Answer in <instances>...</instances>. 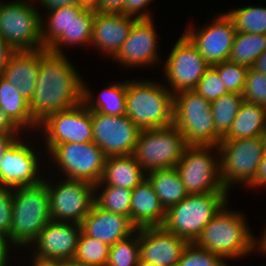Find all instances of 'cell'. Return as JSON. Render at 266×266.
Segmentation results:
<instances>
[{"label": "cell", "instance_id": "obj_29", "mask_svg": "<svg viewBox=\"0 0 266 266\" xmlns=\"http://www.w3.org/2000/svg\"><path fill=\"white\" fill-rule=\"evenodd\" d=\"M0 106L10 120L22 131L38 129L30 114L29 101L2 76H0Z\"/></svg>", "mask_w": 266, "mask_h": 266}, {"label": "cell", "instance_id": "obj_49", "mask_svg": "<svg viewBox=\"0 0 266 266\" xmlns=\"http://www.w3.org/2000/svg\"><path fill=\"white\" fill-rule=\"evenodd\" d=\"M39 2L47 11L76 4V0H39Z\"/></svg>", "mask_w": 266, "mask_h": 266}, {"label": "cell", "instance_id": "obj_57", "mask_svg": "<svg viewBox=\"0 0 266 266\" xmlns=\"http://www.w3.org/2000/svg\"><path fill=\"white\" fill-rule=\"evenodd\" d=\"M138 266H161V265L152 264V263H148V262H143V261L140 260Z\"/></svg>", "mask_w": 266, "mask_h": 266}, {"label": "cell", "instance_id": "obj_31", "mask_svg": "<svg viewBox=\"0 0 266 266\" xmlns=\"http://www.w3.org/2000/svg\"><path fill=\"white\" fill-rule=\"evenodd\" d=\"M266 50V34L236 32L229 61L251 68Z\"/></svg>", "mask_w": 266, "mask_h": 266}, {"label": "cell", "instance_id": "obj_43", "mask_svg": "<svg viewBox=\"0 0 266 266\" xmlns=\"http://www.w3.org/2000/svg\"><path fill=\"white\" fill-rule=\"evenodd\" d=\"M154 0H125L124 14L136 17L137 19L153 18L152 13L146 8Z\"/></svg>", "mask_w": 266, "mask_h": 266}, {"label": "cell", "instance_id": "obj_9", "mask_svg": "<svg viewBox=\"0 0 266 266\" xmlns=\"http://www.w3.org/2000/svg\"><path fill=\"white\" fill-rule=\"evenodd\" d=\"M188 145L174 124L141 130L133 156L147 173L156 169L176 168Z\"/></svg>", "mask_w": 266, "mask_h": 266}, {"label": "cell", "instance_id": "obj_7", "mask_svg": "<svg viewBox=\"0 0 266 266\" xmlns=\"http://www.w3.org/2000/svg\"><path fill=\"white\" fill-rule=\"evenodd\" d=\"M34 0L0 2V37L14 51L43 49L40 11Z\"/></svg>", "mask_w": 266, "mask_h": 266}, {"label": "cell", "instance_id": "obj_46", "mask_svg": "<svg viewBox=\"0 0 266 266\" xmlns=\"http://www.w3.org/2000/svg\"><path fill=\"white\" fill-rule=\"evenodd\" d=\"M13 244L10 242L9 237L0 232V266H7L9 263L10 248Z\"/></svg>", "mask_w": 266, "mask_h": 266}, {"label": "cell", "instance_id": "obj_21", "mask_svg": "<svg viewBox=\"0 0 266 266\" xmlns=\"http://www.w3.org/2000/svg\"><path fill=\"white\" fill-rule=\"evenodd\" d=\"M136 17L124 13L95 12L90 45L105 52L111 59L121 49L134 25Z\"/></svg>", "mask_w": 266, "mask_h": 266}, {"label": "cell", "instance_id": "obj_11", "mask_svg": "<svg viewBox=\"0 0 266 266\" xmlns=\"http://www.w3.org/2000/svg\"><path fill=\"white\" fill-rule=\"evenodd\" d=\"M52 162L66 179L80 180L95 185L101 180L106 156L94 142L63 143L49 152Z\"/></svg>", "mask_w": 266, "mask_h": 266}, {"label": "cell", "instance_id": "obj_50", "mask_svg": "<svg viewBox=\"0 0 266 266\" xmlns=\"http://www.w3.org/2000/svg\"><path fill=\"white\" fill-rule=\"evenodd\" d=\"M19 138V134H0V167L4 152Z\"/></svg>", "mask_w": 266, "mask_h": 266}, {"label": "cell", "instance_id": "obj_36", "mask_svg": "<svg viewBox=\"0 0 266 266\" xmlns=\"http://www.w3.org/2000/svg\"><path fill=\"white\" fill-rule=\"evenodd\" d=\"M140 261L139 229L110 246L106 266H138Z\"/></svg>", "mask_w": 266, "mask_h": 266}, {"label": "cell", "instance_id": "obj_27", "mask_svg": "<svg viewBox=\"0 0 266 266\" xmlns=\"http://www.w3.org/2000/svg\"><path fill=\"white\" fill-rule=\"evenodd\" d=\"M89 88L87 83L83 82V103L89 110L111 116L126 114L127 80L121 81V83L113 82L103 89L97 98L94 97Z\"/></svg>", "mask_w": 266, "mask_h": 266}, {"label": "cell", "instance_id": "obj_33", "mask_svg": "<svg viewBox=\"0 0 266 266\" xmlns=\"http://www.w3.org/2000/svg\"><path fill=\"white\" fill-rule=\"evenodd\" d=\"M101 186V187H100ZM103 189L100 191V189ZM95 204L101 209L130 217L131 189L112 185H94ZM99 192V194H97Z\"/></svg>", "mask_w": 266, "mask_h": 266}, {"label": "cell", "instance_id": "obj_10", "mask_svg": "<svg viewBox=\"0 0 266 266\" xmlns=\"http://www.w3.org/2000/svg\"><path fill=\"white\" fill-rule=\"evenodd\" d=\"M214 149L218 150L217 156L211 153ZM218 155V146L188 145L185 148L176 170L188 194L228 192L221 181Z\"/></svg>", "mask_w": 266, "mask_h": 266}, {"label": "cell", "instance_id": "obj_35", "mask_svg": "<svg viewBox=\"0 0 266 266\" xmlns=\"http://www.w3.org/2000/svg\"><path fill=\"white\" fill-rule=\"evenodd\" d=\"M109 250L110 245L89 237L81 231L74 259L85 266H106Z\"/></svg>", "mask_w": 266, "mask_h": 266}, {"label": "cell", "instance_id": "obj_3", "mask_svg": "<svg viewBox=\"0 0 266 266\" xmlns=\"http://www.w3.org/2000/svg\"><path fill=\"white\" fill-rule=\"evenodd\" d=\"M148 80L127 81L125 115L140 130L172 125L174 95L166 85Z\"/></svg>", "mask_w": 266, "mask_h": 266}, {"label": "cell", "instance_id": "obj_39", "mask_svg": "<svg viewBox=\"0 0 266 266\" xmlns=\"http://www.w3.org/2000/svg\"><path fill=\"white\" fill-rule=\"evenodd\" d=\"M177 266H228V263L219 255L188 243Z\"/></svg>", "mask_w": 266, "mask_h": 266}, {"label": "cell", "instance_id": "obj_26", "mask_svg": "<svg viewBox=\"0 0 266 266\" xmlns=\"http://www.w3.org/2000/svg\"><path fill=\"white\" fill-rule=\"evenodd\" d=\"M146 178L133 155L106 157L101 180L95 185H112L133 190Z\"/></svg>", "mask_w": 266, "mask_h": 266}, {"label": "cell", "instance_id": "obj_56", "mask_svg": "<svg viewBox=\"0 0 266 266\" xmlns=\"http://www.w3.org/2000/svg\"><path fill=\"white\" fill-rule=\"evenodd\" d=\"M261 139L263 142L264 151H266V128L264 129V131L261 134Z\"/></svg>", "mask_w": 266, "mask_h": 266}, {"label": "cell", "instance_id": "obj_2", "mask_svg": "<svg viewBox=\"0 0 266 266\" xmlns=\"http://www.w3.org/2000/svg\"><path fill=\"white\" fill-rule=\"evenodd\" d=\"M250 229L245 215L229 210L225 204L206 224L194 244L219 255L225 261L235 260L252 251L261 252V238L256 239Z\"/></svg>", "mask_w": 266, "mask_h": 266}, {"label": "cell", "instance_id": "obj_20", "mask_svg": "<svg viewBox=\"0 0 266 266\" xmlns=\"http://www.w3.org/2000/svg\"><path fill=\"white\" fill-rule=\"evenodd\" d=\"M188 242L163 226L139 228L140 260L161 266H177Z\"/></svg>", "mask_w": 266, "mask_h": 266}, {"label": "cell", "instance_id": "obj_12", "mask_svg": "<svg viewBox=\"0 0 266 266\" xmlns=\"http://www.w3.org/2000/svg\"><path fill=\"white\" fill-rule=\"evenodd\" d=\"M44 181L49 193L51 220L80 224L95 204L94 185L65 178L55 185L48 179Z\"/></svg>", "mask_w": 266, "mask_h": 266}, {"label": "cell", "instance_id": "obj_53", "mask_svg": "<svg viewBox=\"0 0 266 266\" xmlns=\"http://www.w3.org/2000/svg\"><path fill=\"white\" fill-rule=\"evenodd\" d=\"M56 266H85L81 262L76 261L75 259L60 260L54 262Z\"/></svg>", "mask_w": 266, "mask_h": 266}, {"label": "cell", "instance_id": "obj_52", "mask_svg": "<svg viewBox=\"0 0 266 266\" xmlns=\"http://www.w3.org/2000/svg\"><path fill=\"white\" fill-rule=\"evenodd\" d=\"M99 0H76V5L81 6L83 9L87 10H98Z\"/></svg>", "mask_w": 266, "mask_h": 266}, {"label": "cell", "instance_id": "obj_23", "mask_svg": "<svg viewBox=\"0 0 266 266\" xmlns=\"http://www.w3.org/2000/svg\"><path fill=\"white\" fill-rule=\"evenodd\" d=\"M41 60L42 49L14 51L2 75L28 101L36 87Z\"/></svg>", "mask_w": 266, "mask_h": 266}, {"label": "cell", "instance_id": "obj_18", "mask_svg": "<svg viewBox=\"0 0 266 266\" xmlns=\"http://www.w3.org/2000/svg\"><path fill=\"white\" fill-rule=\"evenodd\" d=\"M17 138L4 152L0 167V185L9 188L31 186L44 179L40 174L38 154L33 145ZM40 174V175H39Z\"/></svg>", "mask_w": 266, "mask_h": 266}, {"label": "cell", "instance_id": "obj_47", "mask_svg": "<svg viewBox=\"0 0 266 266\" xmlns=\"http://www.w3.org/2000/svg\"><path fill=\"white\" fill-rule=\"evenodd\" d=\"M13 52L14 50L8 45V43L0 37V76L3 75Z\"/></svg>", "mask_w": 266, "mask_h": 266}, {"label": "cell", "instance_id": "obj_4", "mask_svg": "<svg viewBox=\"0 0 266 266\" xmlns=\"http://www.w3.org/2000/svg\"><path fill=\"white\" fill-rule=\"evenodd\" d=\"M10 242L17 248L29 246L51 220L49 193L45 181L12 189Z\"/></svg>", "mask_w": 266, "mask_h": 266}, {"label": "cell", "instance_id": "obj_5", "mask_svg": "<svg viewBox=\"0 0 266 266\" xmlns=\"http://www.w3.org/2000/svg\"><path fill=\"white\" fill-rule=\"evenodd\" d=\"M229 192L188 194L166 211L163 227L169 232L194 243L206 224L225 205Z\"/></svg>", "mask_w": 266, "mask_h": 266}, {"label": "cell", "instance_id": "obj_41", "mask_svg": "<svg viewBox=\"0 0 266 266\" xmlns=\"http://www.w3.org/2000/svg\"><path fill=\"white\" fill-rule=\"evenodd\" d=\"M194 90L210 102L229 93L218 72L212 66L206 70Z\"/></svg>", "mask_w": 266, "mask_h": 266}, {"label": "cell", "instance_id": "obj_13", "mask_svg": "<svg viewBox=\"0 0 266 266\" xmlns=\"http://www.w3.org/2000/svg\"><path fill=\"white\" fill-rule=\"evenodd\" d=\"M45 138L46 150L63 143L93 142L91 110L82 102L78 106L49 115L38 130Z\"/></svg>", "mask_w": 266, "mask_h": 266}, {"label": "cell", "instance_id": "obj_30", "mask_svg": "<svg viewBox=\"0 0 266 266\" xmlns=\"http://www.w3.org/2000/svg\"><path fill=\"white\" fill-rule=\"evenodd\" d=\"M146 177L152 183L165 211L188 195L176 168L152 170L146 173Z\"/></svg>", "mask_w": 266, "mask_h": 266}, {"label": "cell", "instance_id": "obj_1", "mask_svg": "<svg viewBox=\"0 0 266 266\" xmlns=\"http://www.w3.org/2000/svg\"><path fill=\"white\" fill-rule=\"evenodd\" d=\"M83 82L66 55L43 48L36 87L29 101L34 121L39 125L49 115L81 104Z\"/></svg>", "mask_w": 266, "mask_h": 266}, {"label": "cell", "instance_id": "obj_55", "mask_svg": "<svg viewBox=\"0 0 266 266\" xmlns=\"http://www.w3.org/2000/svg\"><path fill=\"white\" fill-rule=\"evenodd\" d=\"M30 263H32V266H56L53 262H41L36 260L30 261Z\"/></svg>", "mask_w": 266, "mask_h": 266}, {"label": "cell", "instance_id": "obj_14", "mask_svg": "<svg viewBox=\"0 0 266 266\" xmlns=\"http://www.w3.org/2000/svg\"><path fill=\"white\" fill-rule=\"evenodd\" d=\"M178 38L166 59L164 77L168 90L174 95L180 91L192 90L210 67L198 49L184 35Z\"/></svg>", "mask_w": 266, "mask_h": 266}, {"label": "cell", "instance_id": "obj_32", "mask_svg": "<svg viewBox=\"0 0 266 266\" xmlns=\"http://www.w3.org/2000/svg\"><path fill=\"white\" fill-rule=\"evenodd\" d=\"M243 102L242 93H227L211 102L215 129L222 138L231 128Z\"/></svg>", "mask_w": 266, "mask_h": 266}, {"label": "cell", "instance_id": "obj_25", "mask_svg": "<svg viewBox=\"0 0 266 266\" xmlns=\"http://www.w3.org/2000/svg\"><path fill=\"white\" fill-rule=\"evenodd\" d=\"M96 11L83 9L76 4L71 5L70 24L47 50L55 54H65L67 46L90 45L92 39L93 21ZM62 49V50H61Z\"/></svg>", "mask_w": 266, "mask_h": 266}, {"label": "cell", "instance_id": "obj_54", "mask_svg": "<svg viewBox=\"0 0 266 266\" xmlns=\"http://www.w3.org/2000/svg\"><path fill=\"white\" fill-rule=\"evenodd\" d=\"M261 238V252L266 255V227L263 230Z\"/></svg>", "mask_w": 266, "mask_h": 266}, {"label": "cell", "instance_id": "obj_6", "mask_svg": "<svg viewBox=\"0 0 266 266\" xmlns=\"http://www.w3.org/2000/svg\"><path fill=\"white\" fill-rule=\"evenodd\" d=\"M173 124L187 145L218 146L222 140L215 129L211 102L194 89L174 94Z\"/></svg>", "mask_w": 266, "mask_h": 266}, {"label": "cell", "instance_id": "obj_48", "mask_svg": "<svg viewBox=\"0 0 266 266\" xmlns=\"http://www.w3.org/2000/svg\"><path fill=\"white\" fill-rule=\"evenodd\" d=\"M257 186H266V151L264 152L262 160L259 164L257 176L249 188H256Z\"/></svg>", "mask_w": 266, "mask_h": 266}, {"label": "cell", "instance_id": "obj_24", "mask_svg": "<svg viewBox=\"0 0 266 266\" xmlns=\"http://www.w3.org/2000/svg\"><path fill=\"white\" fill-rule=\"evenodd\" d=\"M166 211L162 207L152 183L146 177L131 193L130 219L139 229L162 226Z\"/></svg>", "mask_w": 266, "mask_h": 266}, {"label": "cell", "instance_id": "obj_42", "mask_svg": "<svg viewBox=\"0 0 266 266\" xmlns=\"http://www.w3.org/2000/svg\"><path fill=\"white\" fill-rule=\"evenodd\" d=\"M12 188L0 185V232L7 235L10 240L12 228Z\"/></svg>", "mask_w": 266, "mask_h": 266}, {"label": "cell", "instance_id": "obj_15", "mask_svg": "<svg viewBox=\"0 0 266 266\" xmlns=\"http://www.w3.org/2000/svg\"><path fill=\"white\" fill-rule=\"evenodd\" d=\"M93 142L106 157L133 155L140 129L126 116L91 111Z\"/></svg>", "mask_w": 266, "mask_h": 266}, {"label": "cell", "instance_id": "obj_19", "mask_svg": "<svg viewBox=\"0 0 266 266\" xmlns=\"http://www.w3.org/2000/svg\"><path fill=\"white\" fill-rule=\"evenodd\" d=\"M153 21V18L137 19L121 49L112 59L128 68L158 64V37Z\"/></svg>", "mask_w": 266, "mask_h": 266}, {"label": "cell", "instance_id": "obj_22", "mask_svg": "<svg viewBox=\"0 0 266 266\" xmlns=\"http://www.w3.org/2000/svg\"><path fill=\"white\" fill-rule=\"evenodd\" d=\"M81 231L89 237L96 238L112 246L137 231L130 217L105 211L93 205L90 212L80 223Z\"/></svg>", "mask_w": 266, "mask_h": 266}, {"label": "cell", "instance_id": "obj_28", "mask_svg": "<svg viewBox=\"0 0 266 266\" xmlns=\"http://www.w3.org/2000/svg\"><path fill=\"white\" fill-rule=\"evenodd\" d=\"M266 128V108L244 101L231 128L222 140L258 137Z\"/></svg>", "mask_w": 266, "mask_h": 266}, {"label": "cell", "instance_id": "obj_38", "mask_svg": "<svg viewBox=\"0 0 266 266\" xmlns=\"http://www.w3.org/2000/svg\"><path fill=\"white\" fill-rule=\"evenodd\" d=\"M229 93H242L249 67L229 60L212 66Z\"/></svg>", "mask_w": 266, "mask_h": 266}, {"label": "cell", "instance_id": "obj_44", "mask_svg": "<svg viewBox=\"0 0 266 266\" xmlns=\"http://www.w3.org/2000/svg\"><path fill=\"white\" fill-rule=\"evenodd\" d=\"M125 0H99L98 10L100 13H123Z\"/></svg>", "mask_w": 266, "mask_h": 266}, {"label": "cell", "instance_id": "obj_34", "mask_svg": "<svg viewBox=\"0 0 266 266\" xmlns=\"http://www.w3.org/2000/svg\"><path fill=\"white\" fill-rule=\"evenodd\" d=\"M227 15L234 23L237 32L266 34V7L244 6L228 10Z\"/></svg>", "mask_w": 266, "mask_h": 266}, {"label": "cell", "instance_id": "obj_45", "mask_svg": "<svg viewBox=\"0 0 266 266\" xmlns=\"http://www.w3.org/2000/svg\"><path fill=\"white\" fill-rule=\"evenodd\" d=\"M21 130L10 120L0 106V134H20Z\"/></svg>", "mask_w": 266, "mask_h": 266}, {"label": "cell", "instance_id": "obj_40", "mask_svg": "<svg viewBox=\"0 0 266 266\" xmlns=\"http://www.w3.org/2000/svg\"><path fill=\"white\" fill-rule=\"evenodd\" d=\"M242 94L244 101L266 108V75L249 68Z\"/></svg>", "mask_w": 266, "mask_h": 266}, {"label": "cell", "instance_id": "obj_17", "mask_svg": "<svg viewBox=\"0 0 266 266\" xmlns=\"http://www.w3.org/2000/svg\"><path fill=\"white\" fill-rule=\"evenodd\" d=\"M81 225L50 220L30 244L35 246L32 260L56 262L74 259Z\"/></svg>", "mask_w": 266, "mask_h": 266}, {"label": "cell", "instance_id": "obj_16", "mask_svg": "<svg viewBox=\"0 0 266 266\" xmlns=\"http://www.w3.org/2000/svg\"><path fill=\"white\" fill-rule=\"evenodd\" d=\"M210 22L209 25H203L202 28L196 30L190 25L183 34L198 49L207 63L213 66L229 60L237 31L226 12L214 16Z\"/></svg>", "mask_w": 266, "mask_h": 266}, {"label": "cell", "instance_id": "obj_37", "mask_svg": "<svg viewBox=\"0 0 266 266\" xmlns=\"http://www.w3.org/2000/svg\"><path fill=\"white\" fill-rule=\"evenodd\" d=\"M49 17L41 18V39L43 48L47 49L70 24L71 5L48 11ZM47 22V23H46Z\"/></svg>", "mask_w": 266, "mask_h": 266}, {"label": "cell", "instance_id": "obj_8", "mask_svg": "<svg viewBox=\"0 0 266 266\" xmlns=\"http://www.w3.org/2000/svg\"><path fill=\"white\" fill-rule=\"evenodd\" d=\"M220 177L229 192L232 184L250 186L257 176L264 155L261 136L221 140L219 145Z\"/></svg>", "mask_w": 266, "mask_h": 266}, {"label": "cell", "instance_id": "obj_51", "mask_svg": "<svg viewBox=\"0 0 266 266\" xmlns=\"http://www.w3.org/2000/svg\"><path fill=\"white\" fill-rule=\"evenodd\" d=\"M251 68L266 75V50L255 60Z\"/></svg>", "mask_w": 266, "mask_h": 266}]
</instances>
